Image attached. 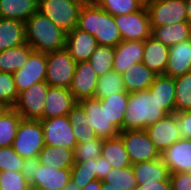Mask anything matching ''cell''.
I'll use <instances>...</instances> for the list:
<instances>
[{"label": "cell", "mask_w": 191, "mask_h": 190, "mask_svg": "<svg viewBox=\"0 0 191 190\" xmlns=\"http://www.w3.org/2000/svg\"><path fill=\"white\" fill-rule=\"evenodd\" d=\"M77 28L93 35L99 45L116 47L122 41L114 16L95 2L82 5Z\"/></svg>", "instance_id": "1"}, {"label": "cell", "mask_w": 191, "mask_h": 190, "mask_svg": "<svg viewBox=\"0 0 191 190\" xmlns=\"http://www.w3.org/2000/svg\"><path fill=\"white\" fill-rule=\"evenodd\" d=\"M91 123V129L99 138L108 139L117 137L120 131L109 122L105 108H102L100 99L88 98L78 102Z\"/></svg>", "instance_id": "13"}, {"label": "cell", "mask_w": 191, "mask_h": 190, "mask_svg": "<svg viewBox=\"0 0 191 190\" xmlns=\"http://www.w3.org/2000/svg\"><path fill=\"white\" fill-rule=\"evenodd\" d=\"M8 109V107L6 105H4L1 101H0V116Z\"/></svg>", "instance_id": "54"}, {"label": "cell", "mask_w": 191, "mask_h": 190, "mask_svg": "<svg viewBox=\"0 0 191 190\" xmlns=\"http://www.w3.org/2000/svg\"><path fill=\"white\" fill-rule=\"evenodd\" d=\"M96 3L112 16L130 14L145 6L144 0H98Z\"/></svg>", "instance_id": "40"}, {"label": "cell", "mask_w": 191, "mask_h": 190, "mask_svg": "<svg viewBox=\"0 0 191 190\" xmlns=\"http://www.w3.org/2000/svg\"><path fill=\"white\" fill-rule=\"evenodd\" d=\"M166 115L167 113L161 109V105L149 90L129 93L122 131L145 130Z\"/></svg>", "instance_id": "3"}, {"label": "cell", "mask_w": 191, "mask_h": 190, "mask_svg": "<svg viewBox=\"0 0 191 190\" xmlns=\"http://www.w3.org/2000/svg\"><path fill=\"white\" fill-rule=\"evenodd\" d=\"M101 156L108 161L112 169L132 166L124 142L119 135L103 140Z\"/></svg>", "instance_id": "31"}, {"label": "cell", "mask_w": 191, "mask_h": 190, "mask_svg": "<svg viewBox=\"0 0 191 190\" xmlns=\"http://www.w3.org/2000/svg\"><path fill=\"white\" fill-rule=\"evenodd\" d=\"M24 159L14 151L12 146L0 147V171L19 172Z\"/></svg>", "instance_id": "44"}, {"label": "cell", "mask_w": 191, "mask_h": 190, "mask_svg": "<svg viewBox=\"0 0 191 190\" xmlns=\"http://www.w3.org/2000/svg\"><path fill=\"white\" fill-rule=\"evenodd\" d=\"M114 21L124 41H145L151 36L150 18L146 6L130 14L114 16Z\"/></svg>", "instance_id": "10"}, {"label": "cell", "mask_w": 191, "mask_h": 190, "mask_svg": "<svg viewBox=\"0 0 191 190\" xmlns=\"http://www.w3.org/2000/svg\"><path fill=\"white\" fill-rule=\"evenodd\" d=\"M70 1L79 2V3H81L82 5L87 4V3L90 2L89 0H70Z\"/></svg>", "instance_id": "55"}, {"label": "cell", "mask_w": 191, "mask_h": 190, "mask_svg": "<svg viewBox=\"0 0 191 190\" xmlns=\"http://www.w3.org/2000/svg\"><path fill=\"white\" fill-rule=\"evenodd\" d=\"M18 95L13 75L0 72V101L8 108H13L17 102Z\"/></svg>", "instance_id": "42"}, {"label": "cell", "mask_w": 191, "mask_h": 190, "mask_svg": "<svg viewBox=\"0 0 191 190\" xmlns=\"http://www.w3.org/2000/svg\"><path fill=\"white\" fill-rule=\"evenodd\" d=\"M68 118L77 144L89 142L97 138L94 129H91L90 120L79 103L68 113Z\"/></svg>", "instance_id": "33"}, {"label": "cell", "mask_w": 191, "mask_h": 190, "mask_svg": "<svg viewBox=\"0 0 191 190\" xmlns=\"http://www.w3.org/2000/svg\"><path fill=\"white\" fill-rule=\"evenodd\" d=\"M114 51L113 70L121 74L131 65L142 62L144 41L122 40L116 47H114Z\"/></svg>", "instance_id": "20"}, {"label": "cell", "mask_w": 191, "mask_h": 190, "mask_svg": "<svg viewBox=\"0 0 191 190\" xmlns=\"http://www.w3.org/2000/svg\"><path fill=\"white\" fill-rule=\"evenodd\" d=\"M102 180H92L87 185H85L81 190H101Z\"/></svg>", "instance_id": "50"}, {"label": "cell", "mask_w": 191, "mask_h": 190, "mask_svg": "<svg viewBox=\"0 0 191 190\" xmlns=\"http://www.w3.org/2000/svg\"><path fill=\"white\" fill-rule=\"evenodd\" d=\"M191 72V39L169 47L166 76L179 77Z\"/></svg>", "instance_id": "21"}, {"label": "cell", "mask_w": 191, "mask_h": 190, "mask_svg": "<svg viewBox=\"0 0 191 190\" xmlns=\"http://www.w3.org/2000/svg\"><path fill=\"white\" fill-rule=\"evenodd\" d=\"M188 173H189V174H190V176H191V167L189 168Z\"/></svg>", "instance_id": "56"}, {"label": "cell", "mask_w": 191, "mask_h": 190, "mask_svg": "<svg viewBox=\"0 0 191 190\" xmlns=\"http://www.w3.org/2000/svg\"><path fill=\"white\" fill-rule=\"evenodd\" d=\"M114 55V47L97 45L89 61L98 77L113 70Z\"/></svg>", "instance_id": "37"}, {"label": "cell", "mask_w": 191, "mask_h": 190, "mask_svg": "<svg viewBox=\"0 0 191 190\" xmlns=\"http://www.w3.org/2000/svg\"><path fill=\"white\" fill-rule=\"evenodd\" d=\"M132 167L138 185L165 181L170 174L161 157L147 162L136 163Z\"/></svg>", "instance_id": "25"}, {"label": "cell", "mask_w": 191, "mask_h": 190, "mask_svg": "<svg viewBox=\"0 0 191 190\" xmlns=\"http://www.w3.org/2000/svg\"><path fill=\"white\" fill-rule=\"evenodd\" d=\"M97 158L83 162H75L71 167V181L78 187L83 188L90 181L97 179Z\"/></svg>", "instance_id": "39"}, {"label": "cell", "mask_w": 191, "mask_h": 190, "mask_svg": "<svg viewBox=\"0 0 191 190\" xmlns=\"http://www.w3.org/2000/svg\"><path fill=\"white\" fill-rule=\"evenodd\" d=\"M76 62L64 48L47 53L45 82L51 87L70 88Z\"/></svg>", "instance_id": "6"}, {"label": "cell", "mask_w": 191, "mask_h": 190, "mask_svg": "<svg viewBox=\"0 0 191 190\" xmlns=\"http://www.w3.org/2000/svg\"><path fill=\"white\" fill-rule=\"evenodd\" d=\"M45 146L40 120L21 119L13 142V149L23 159L38 157Z\"/></svg>", "instance_id": "4"}, {"label": "cell", "mask_w": 191, "mask_h": 190, "mask_svg": "<svg viewBox=\"0 0 191 190\" xmlns=\"http://www.w3.org/2000/svg\"><path fill=\"white\" fill-rule=\"evenodd\" d=\"M38 11V0H0V17L25 23Z\"/></svg>", "instance_id": "28"}, {"label": "cell", "mask_w": 191, "mask_h": 190, "mask_svg": "<svg viewBox=\"0 0 191 190\" xmlns=\"http://www.w3.org/2000/svg\"><path fill=\"white\" fill-rule=\"evenodd\" d=\"M102 182H108V186H116L122 190H135L138 186L132 166L111 169Z\"/></svg>", "instance_id": "36"}, {"label": "cell", "mask_w": 191, "mask_h": 190, "mask_svg": "<svg viewBox=\"0 0 191 190\" xmlns=\"http://www.w3.org/2000/svg\"><path fill=\"white\" fill-rule=\"evenodd\" d=\"M103 138L97 137L89 142L76 144L73 150L74 162H83L89 159H96L101 155Z\"/></svg>", "instance_id": "41"}, {"label": "cell", "mask_w": 191, "mask_h": 190, "mask_svg": "<svg viewBox=\"0 0 191 190\" xmlns=\"http://www.w3.org/2000/svg\"><path fill=\"white\" fill-rule=\"evenodd\" d=\"M98 78L90 61L76 63L72 84L69 90L77 102L82 99L94 98Z\"/></svg>", "instance_id": "15"}, {"label": "cell", "mask_w": 191, "mask_h": 190, "mask_svg": "<svg viewBox=\"0 0 191 190\" xmlns=\"http://www.w3.org/2000/svg\"><path fill=\"white\" fill-rule=\"evenodd\" d=\"M33 52L28 43L0 51V72L15 73L27 63Z\"/></svg>", "instance_id": "29"}, {"label": "cell", "mask_w": 191, "mask_h": 190, "mask_svg": "<svg viewBox=\"0 0 191 190\" xmlns=\"http://www.w3.org/2000/svg\"><path fill=\"white\" fill-rule=\"evenodd\" d=\"M45 145L74 150L77 142L68 115L40 120Z\"/></svg>", "instance_id": "11"}, {"label": "cell", "mask_w": 191, "mask_h": 190, "mask_svg": "<svg viewBox=\"0 0 191 190\" xmlns=\"http://www.w3.org/2000/svg\"><path fill=\"white\" fill-rule=\"evenodd\" d=\"M124 81V88L128 93L148 90L153 84L156 74L142 62L131 65L121 73Z\"/></svg>", "instance_id": "23"}, {"label": "cell", "mask_w": 191, "mask_h": 190, "mask_svg": "<svg viewBox=\"0 0 191 190\" xmlns=\"http://www.w3.org/2000/svg\"><path fill=\"white\" fill-rule=\"evenodd\" d=\"M49 87L45 81L37 82L18 95L13 108L22 119L40 120L43 117Z\"/></svg>", "instance_id": "9"}, {"label": "cell", "mask_w": 191, "mask_h": 190, "mask_svg": "<svg viewBox=\"0 0 191 190\" xmlns=\"http://www.w3.org/2000/svg\"><path fill=\"white\" fill-rule=\"evenodd\" d=\"M176 125L181 138L191 139V110L176 113Z\"/></svg>", "instance_id": "45"}, {"label": "cell", "mask_w": 191, "mask_h": 190, "mask_svg": "<svg viewBox=\"0 0 191 190\" xmlns=\"http://www.w3.org/2000/svg\"><path fill=\"white\" fill-rule=\"evenodd\" d=\"M26 42L25 23L0 17V51L18 47Z\"/></svg>", "instance_id": "26"}, {"label": "cell", "mask_w": 191, "mask_h": 190, "mask_svg": "<svg viewBox=\"0 0 191 190\" xmlns=\"http://www.w3.org/2000/svg\"><path fill=\"white\" fill-rule=\"evenodd\" d=\"M97 45L98 43L93 35L77 27L67 33L65 49L76 63L89 61Z\"/></svg>", "instance_id": "18"}, {"label": "cell", "mask_w": 191, "mask_h": 190, "mask_svg": "<svg viewBox=\"0 0 191 190\" xmlns=\"http://www.w3.org/2000/svg\"><path fill=\"white\" fill-rule=\"evenodd\" d=\"M89 1H90V2H95V3L97 2V0H89Z\"/></svg>", "instance_id": "57"}, {"label": "cell", "mask_w": 191, "mask_h": 190, "mask_svg": "<svg viewBox=\"0 0 191 190\" xmlns=\"http://www.w3.org/2000/svg\"><path fill=\"white\" fill-rule=\"evenodd\" d=\"M0 190H31L21 171H1Z\"/></svg>", "instance_id": "43"}, {"label": "cell", "mask_w": 191, "mask_h": 190, "mask_svg": "<svg viewBox=\"0 0 191 190\" xmlns=\"http://www.w3.org/2000/svg\"><path fill=\"white\" fill-rule=\"evenodd\" d=\"M78 102L68 88L49 87L43 117L40 120L68 115Z\"/></svg>", "instance_id": "17"}, {"label": "cell", "mask_w": 191, "mask_h": 190, "mask_svg": "<svg viewBox=\"0 0 191 190\" xmlns=\"http://www.w3.org/2000/svg\"><path fill=\"white\" fill-rule=\"evenodd\" d=\"M81 7L70 0H38V11L66 33L77 27Z\"/></svg>", "instance_id": "5"}, {"label": "cell", "mask_w": 191, "mask_h": 190, "mask_svg": "<svg viewBox=\"0 0 191 190\" xmlns=\"http://www.w3.org/2000/svg\"><path fill=\"white\" fill-rule=\"evenodd\" d=\"M129 100L128 92H118L106 98L100 99L102 108H105L108 119L119 131H122L123 119L127 111Z\"/></svg>", "instance_id": "30"}, {"label": "cell", "mask_w": 191, "mask_h": 190, "mask_svg": "<svg viewBox=\"0 0 191 190\" xmlns=\"http://www.w3.org/2000/svg\"><path fill=\"white\" fill-rule=\"evenodd\" d=\"M26 42L35 52L49 53L65 48L67 33L39 11L25 22Z\"/></svg>", "instance_id": "2"}, {"label": "cell", "mask_w": 191, "mask_h": 190, "mask_svg": "<svg viewBox=\"0 0 191 190\" xmlns=\"http://www.w3.org/2000/svg\"><path fill=\"white\" fill-rule=\"evenodd\" d=\"M121 74L112 70L98 78L94 98L103 99L118 92H125Z\"/></svg>", "instance_id": "35"}, {"label": "cell", "mask_w": 191, "mask_h": 190, "mask_svg": "<svg viewBox=\"0 0 191 190\" xmlns=\"http://www.w3.org/2000/svg\"><path fill=\"white\" fill-rule=\"evenodd\" d=\"M40 166L38 157L24 159L21 172L30 184L35 178V171Z\"/></svg>", "instance_id": "47"}, {"label": "cell", "mask_w": 191, "mask_h": 190, "mask_svg": "<svg viewBox=\"0 0 191 190\" xmlns=\"http://www.w3.org/2000/svg\"><path fill=\"white\" fill-rule=\"evenodd\" d=\"M169 47L150 36L144 41L142 63L156 75H164L168 63Z\"/></svg>", "instance_id": "22"}, {"label": "cell", "mask_w": 191, "mask_h": 190, "mask_svg": "<svg viewBox=\"0 0 191 190\" xmlns=\"http://www.w3.org/2000/svg\"><path fill=\"white\" fill-rule=\"evenodd\" d=\"M186 1V8H187V18L186 22L191 26V0Z\"/></svg>", "instance_id": "51"}, {"label": "cell", "mask_w": 191, "mask_h": 190, "mask_svg": "<svg viewBox=\"0 0 191 190\" xmlns=\"http://www.w3.org/2000/svg\"><path fill=\"white\" fill-rule=\"evenodd\" d=\"M172 190H191V176L188 172L169 174Z\"/></svg>", "instance_id": "46"}, {"label": "cell", "mask_w": 191, "mask_h": 190, "mask_svg": "<svg viewBox=\"0 0 191 190\" xmlns=\"http://www.w3.org/2000/svg\"><path fill=\"white\" fill-rule=\"evenodd\" d=\"M101 190H122L116 186H108V182H102Z\"/></svg>", "instance_id": "52"}, {"label": "cell", "mask_w": 191, "mask_h": 190, "mask_svg": "<svg viewBox=\"0 0 191 190\" xmlns=\"http://www.w3.org/2000/svg\"><path fill=\"white\" fill-rule=\"evenodd\" d=\"M22 117L14 108L0 116V147L12 146Z\"/></svg>", "instance_id": "34"}, {"label": "cell", "mask_w": 191, "mask_h": 190, "mask_svg": "<svg viewBox=\"0 0 191 190\" xmlns=\"http://www.w3.org/2000/svg\"><path fill=\"white\" fill-rule=\"evenodd\" d=\"M70 169L40 164L35 171L34 180L29 184L31 190H62L71 180Z\"/></svg>", "instance_id": "16"}, {"label": "cell", "mask_w": 191, "mask_h": 190, "mask_svg": "<svg viewBox=\"0 0 191 190\" xmlns=\"http://www.w3.org/2000/svg\"><path fill=\"white\" fill-rule=\"evenodd\" d=\"M151 28L182 23L187 18L185 0H148L145 2Z\"/></svg>", "instance_id": "7"}, {"label": "cell", "mask_w": 191, "mask_h": 190, "mask_svg": "<svg viewBox=\"0 0 191 190\" xmlns=\"http://www.w3.org/2000/svg\"><path fill=\"white\" fill-rule=\"evenodd\" d=\"M161 158L170 174L188 172L191 167V139L181 138L161 153Z\"/></svg>", "instance_id": "19"}, {"label": "cell", "mask_w": 191, "mask_h": 190, "mask_svg": "<svg viewBox=\"0 0 191 190\" xmlns=\"http://www.w3.org/2000/svg\"><path fill=\"white\" fill-rule=\"evenodd\" d=\"M145 131L160 154L181 139L176 125V113L167 114L156 123L149 125Z\"/></svg>", "instance_id": "14"}, {"label": "cell", "mask_w": 191, "mask_h": 190, "mask_svg": "<svg viewBox=\"0 0 191 190\" xmlns=\"http://www.w3.org/2000/svg\"><path fill=\"white\" fill-rule=\"evenodd\" d=\"M135 190H172L171 181L170 178H168L165 181L145 183L144 185H138Z\"/></svg>", "instance_id": "48"}, {"label": "cell", "mask_w": 191, "mask_h": 190, "mask_svg": "<svg viewBox=\"0 0 191 190\" xmlns=\"http://www.w3.org/2000/svg\"><path fill=\"white\" fill-rule=\"evenodd\" d=\"M62 190H81L71 180Z\"/></svg>", "instance_id": "53"}, {"label": "cell", "mask_w": 191, "mask_h": 190, "mask_svg": "<svg viewBox=\"0 0 191 190\" xmlns=\"http://www.w3.org/2000/svg\"><path fill=\"white\" fill-rule=\"evenodd\" d=\"M40 164L57 169L71 168L74 165V154L72 149L61 146L45 145L38 155Z\"/></svg>", "instance_id": "32"}, {"label": "cell", "mask_w": 191, "mask_h": 190, "mask_svg": "<svg viewBox=\"0 0 191 190\" xmlns=\"http://www.w3.org/2000/svg\"><path fill=\"white\" fill-rule=\"evenodd\" d=\"M175 113L191 110V72L175 78Z\"/></svg>", "instance_id": "38"}, {"label": "cell", "mask_w": 191, "mask_h": 190, "mask_svg": "<svg viewBox=\"0 0 191 190\" xmlns=\"http://www.w3.org/2000/svg\"><path fill=\"white\" fill-rule=\"evenodd\" d=\"M151 36L168 47L191 39V26L186 22L151 28Z\"/></svg>", "instance_id": "27"}, {"label": "cell", "mask_w": 191, "mask_h": 190, "mask_svg": "<svg viewBox=\"0 0 191 190\" xmlns=\"http://www.w3.org/2000/svg\"><path fill=\"white\" fill-rule=\"evenodd\" d=\"M112 169L111 165L108 163V161L103 157L99 156L97 157V179L103 180L104 177L107 175V173Z\"/></svg>", "instance_id": "49"}, {"label": "cell", "mask_w": 191, "mask_h": 190, "mask_svg": "<svg viewBox=\"0 0 191 190\" xmlns=\"http://www.w3.org/2000/svg\"><path fill=\"white\" fill-rule=\"evenodd\" d=\"M167 114L175 113V78L157 75L148 89Z\"/></svg>", "instance_id": "24"}, {"label": "cell", "mask_w": 191, "mask_h": 190, "mask_svg": "<svg viewBox=\"0 0 191 190\" xmlns=\"http://www.w3.org/2000/svg\"><path fill=\"white\" fill-rule=\"evenodd\" d=\"M47 53L33 52L27 63L13 73L15 87L20 94L34 83L45 81Z\"/></svg>", "instance_id": "12"}, {"label": "cell", "mask_w": 191, "mask_h": 190, "mask_svg": "<svg viewBox=\"0 0 191 190\" xmlns=\"http://www.w3.org/2000/svg\"><path fill=\"white\" fill-rule=\"evenodd\" d=\"M125 150L130 157L132 165L147 162L161 157L145 130L120 131Z\"/></svg>", "instance_id": "8"}]
</instances>
